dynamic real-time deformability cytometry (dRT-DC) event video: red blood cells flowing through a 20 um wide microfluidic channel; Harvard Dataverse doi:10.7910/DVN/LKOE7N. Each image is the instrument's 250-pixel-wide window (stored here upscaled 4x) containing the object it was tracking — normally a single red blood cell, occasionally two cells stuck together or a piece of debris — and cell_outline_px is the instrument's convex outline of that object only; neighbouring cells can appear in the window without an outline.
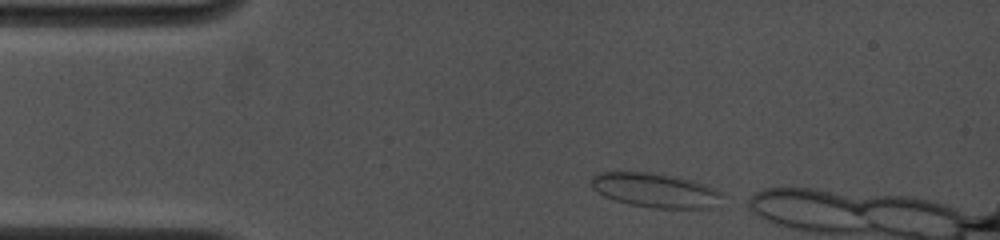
{"species": "common noctule bat (a hibernating species)", "species_latin": "Nyctalus noctula", "temperature_condition": "cold", "stored_images_in_passage": 5, "camera_frame_rate_fps": 4500, "um_per_image_px": 0.085, "animal": {"sex": "female", "body_mass_g": 19.0, "forearm_length_mm": 53.3}, "frame": {"image": 1, "passage_image": 1, "time_ms": 0.0, "image_size_px": [1000, 240], "cell_outline_px": [[720, 208], [652, 208], [632, 204], [616, 200], [604, 196], [592, 188], [592, 176], [600, 172], [648, 172], [692, 180], [712, 188], [720, 192]], "centroid_in_image_um": [55.71, 16.19], "position_along_channel_um": 29.3, "area_um2": 25.89}}